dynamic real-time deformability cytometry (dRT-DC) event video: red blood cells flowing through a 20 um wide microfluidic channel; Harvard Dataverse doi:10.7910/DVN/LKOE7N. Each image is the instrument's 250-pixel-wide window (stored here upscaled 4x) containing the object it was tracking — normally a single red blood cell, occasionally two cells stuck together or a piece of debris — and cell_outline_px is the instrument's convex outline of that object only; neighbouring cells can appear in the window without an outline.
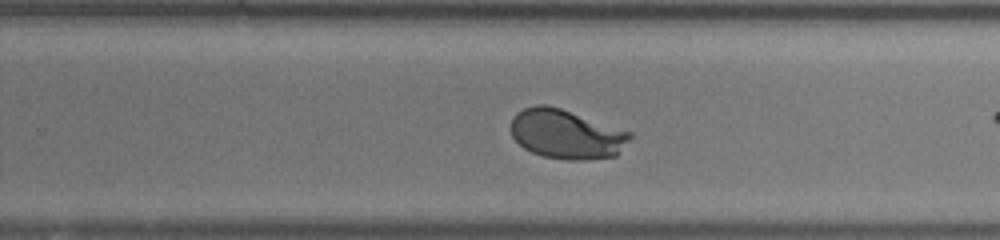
{"species": "human", "species_latin": "Homo sapiens", "temperature_condition": "room temperature", "stored_images_in_passage": 35, "camera_frame_rate_fps": 3000, "um_per_image_px": 0.085, "donor": {"sex": "female"}, "frame": {"image": 1, "passage_image": 25, "time_ms": 8.0, "image_size_px": [1000, 240], "cell_outline_px": [[632, 136], [616, 156], [588, 160], [568, 160], [544, 156], [532, 152], [524, 148], [512, 136], [508, 128], [512, 116], [516, 112], [524, 108], [536, 104], [544, 104], [560, 108], [632, 132]], "centroid_in_image_um": [48.1, 11.4], "position_along_channel_um": 281.7, "area_um2": 34.45}}